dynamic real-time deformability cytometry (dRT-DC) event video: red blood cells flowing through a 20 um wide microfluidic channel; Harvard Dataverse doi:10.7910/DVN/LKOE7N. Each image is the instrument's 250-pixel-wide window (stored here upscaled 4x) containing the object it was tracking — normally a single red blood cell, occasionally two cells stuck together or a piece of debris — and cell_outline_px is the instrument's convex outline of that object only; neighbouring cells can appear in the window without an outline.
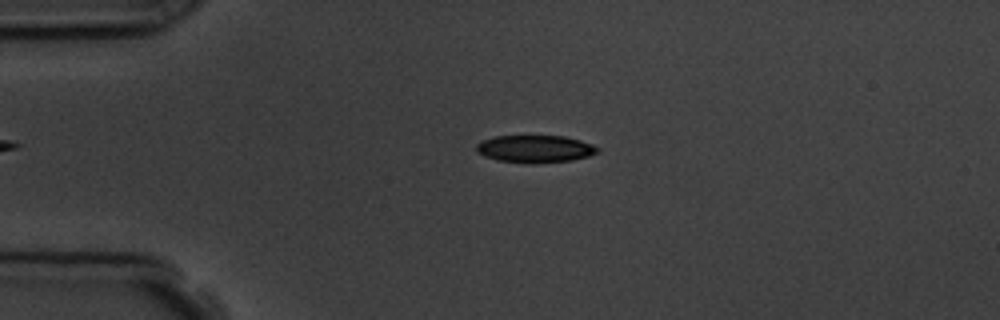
{"species": "common noctule bat (a hibernating species)", "species_latin": "Nyctalus noctula", "temperature_condition": "room temperature", "stored_images_in_passage": 5, "camera_frame_rate_fps": 3000, "um_per_image_px": 0.085, "animal": {"sex": "male", "body_mass_g": 19.5, "forearm_length_mm": 54.6}, "frame": {"image": 1, "passage_image": 3, "time_ms": 2.0, "image_size_px": [1000, 320], "cell_outline_px": [[600, 152], [588, 156], [572, 160], [496, 160], [484, 156], [476, 152], [476, 144], [484, 140], [496, 136], [564, 136], [580, 140], [592, 144], [600, 148]], "centroid_in_image_um": [45.5, 12.6], "position_along_channel_um": 39.5, "area_um2": 18.38}}